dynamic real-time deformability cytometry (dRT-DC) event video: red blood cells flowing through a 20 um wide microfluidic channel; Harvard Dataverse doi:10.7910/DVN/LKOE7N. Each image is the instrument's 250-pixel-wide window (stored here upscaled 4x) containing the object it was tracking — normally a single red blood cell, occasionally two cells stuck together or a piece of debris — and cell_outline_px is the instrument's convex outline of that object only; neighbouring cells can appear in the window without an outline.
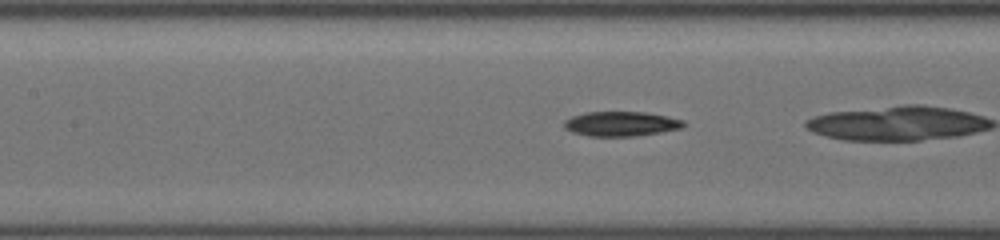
{"species": "common noctule bat (a hibernating species)", "species_latin": "Nyctalus noctula", "temperature_condition": "cold", "stored_images_in_passage": 28, "camera_frame_rate_fps": 3000, "um_per_image_px": 0.085, "animal": {"sex": "female", "body_mass_g": 19.5, "forearm_length_mm": 54.1}, "frame": {"image": 1, "passage_image": 13, "time_ms": 4.667, "image_size_px": [1000, 240], "cell_outline_px": [[684, 124], [680, 128], [660, 132], [632, 136], [588, 136], [572, 132], [564, 128], [564, 120], [572, 116], [584, 112], [644, 112], [668, 116], [684, 120]], "centroid_in_image_um": [52.75, 10.52], "position_along_channel_um": 154.7, "area_um2": 17.11}}